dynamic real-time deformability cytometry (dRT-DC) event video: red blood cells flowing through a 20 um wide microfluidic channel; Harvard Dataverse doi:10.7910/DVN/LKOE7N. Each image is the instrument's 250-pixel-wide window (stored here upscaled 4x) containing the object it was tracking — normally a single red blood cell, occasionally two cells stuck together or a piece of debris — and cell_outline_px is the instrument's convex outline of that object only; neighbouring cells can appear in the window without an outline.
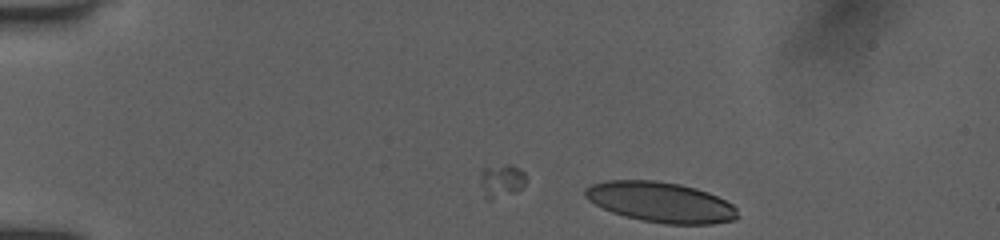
{"species": "human", "species_latin": "Homo sapiens", "temperature_condition": "room temperature", "stored_images_in_passage": 2, "camera_frame_rate_fps": 3000, "um_per_image_px": 0.085, "donor": {"sex": "female"}, "frame": {"image": 1, "passage_image": 2, "time_ms": 0.667, "image_size_px": [1000, 240], "cell_outline_px": [[740, 216], [736, 220], [712, 224], [664, 224], [640, 220], [624, 216], [612, 212], [588, 200], [584, 196], [584, 188], [592, 184], [604, 180], [656, 180], [680, 184], [696, 188], [708, 192], [732, 204], [736, 208]], "centroid_in_image_um": [56.16, 17.18], "position_along_channel_um": 28.8, "area_um2": 36.07}}